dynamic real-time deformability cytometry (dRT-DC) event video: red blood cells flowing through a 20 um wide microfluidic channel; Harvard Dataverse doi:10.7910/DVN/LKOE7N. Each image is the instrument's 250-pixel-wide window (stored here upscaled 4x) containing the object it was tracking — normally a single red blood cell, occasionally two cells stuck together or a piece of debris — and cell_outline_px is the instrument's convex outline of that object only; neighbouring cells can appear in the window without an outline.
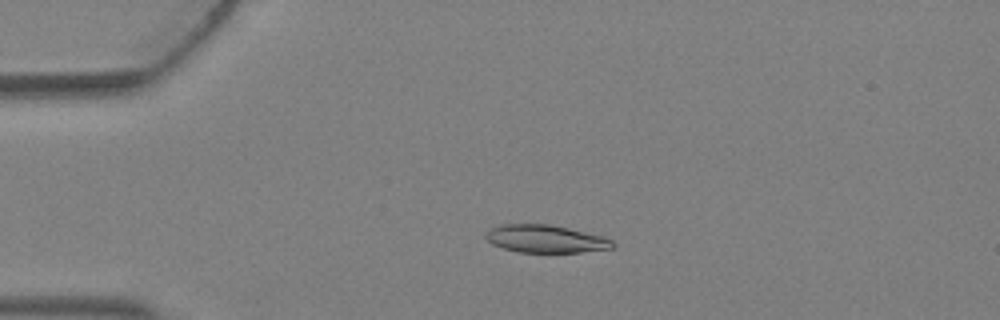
{"species": "Egyptian fruit bat (a non-hibernating species)", "species_latin": "Rousettus aegyptiacus", "temperature_condition": "warm", "stored_images_in_passage": 5, "camera_frame_rate_fps": 3000, "um_per_image_px": 0.085, "animal": {"sex": "female"}, "frame": {"image": 1, "passage_image": 3, "time_ms": 0.667, "image_size_px": [1000, 320], "cell_outline_px": [[616, 244], [612, 248], [580, 252], [520, 252], [504, 248], [492, 244], [484, 236], [488, 228], [500, 224], [548, 224], [568, 228], [604, 236], [612, 240]], "centroid_in_image_um": [46.36, 20.29], "position_along_channel_um": 38.6, "area_um2": 20.52}}
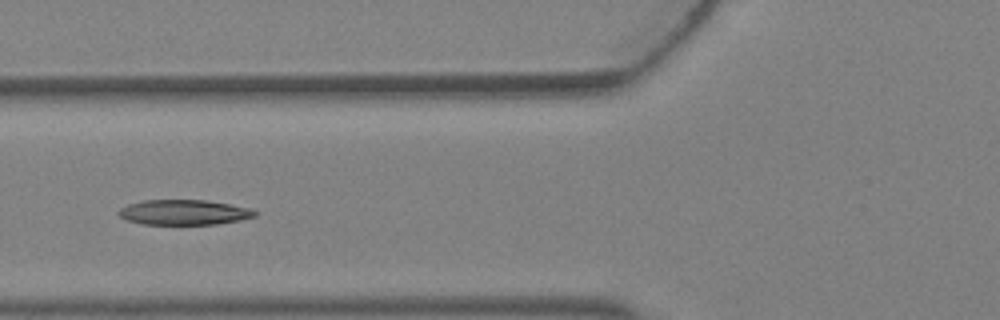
{"frame": {"image": 2, "passage_image": 5, "time_ms": 1.333, "image_size_px": [1000, 320], "cell_outline_px": [[260, 212], [256, 216], [240, 220], [216, 224], [140, 224], [128, 220], [120, 216], [116, 212], [120, 208], [128, 204], [144, 200], [204, 200], [228, 204], [248, 208]], "centroid_in_image_um": [15.62, 18.05], "position_along_channel_um": 110.2, "area_um2": 19.88}}